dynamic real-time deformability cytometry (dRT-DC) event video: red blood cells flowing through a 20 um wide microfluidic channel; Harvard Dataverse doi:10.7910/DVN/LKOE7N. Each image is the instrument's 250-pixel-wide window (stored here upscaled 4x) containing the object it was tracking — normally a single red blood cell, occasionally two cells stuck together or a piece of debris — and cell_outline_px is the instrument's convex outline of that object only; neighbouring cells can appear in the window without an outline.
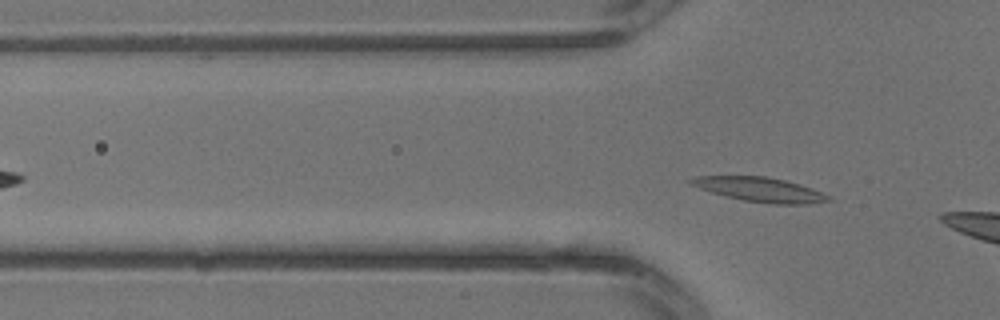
{"species": "common noctule bat (a hibernating species)", "species_latin": "Nyctalus noctula", "temperature_condition": "warm", "stored_images_in_passage": 3, "camera_frame_rate_fps": 3000, "um_per_image_px": 0.085, "animal": {"sex": "male", "body_mass_g": 13.3}, "frame": {"image": 1, "passage_image": 3, "time_ms": 0.667, "image_size_px": [1000, 320], "cell_outline_px": [[832, 200], [804, 204], [772, 204], [744, 200], [724, 196], [688, 184], [688, 180], [696, 176], [764, 176], [784, 180], [800, 184], [832, 196]], "centroid_in_image_um": [64.59, 16.11], "position_along_channel_um": 61.2, "area_um2": 19.48}}